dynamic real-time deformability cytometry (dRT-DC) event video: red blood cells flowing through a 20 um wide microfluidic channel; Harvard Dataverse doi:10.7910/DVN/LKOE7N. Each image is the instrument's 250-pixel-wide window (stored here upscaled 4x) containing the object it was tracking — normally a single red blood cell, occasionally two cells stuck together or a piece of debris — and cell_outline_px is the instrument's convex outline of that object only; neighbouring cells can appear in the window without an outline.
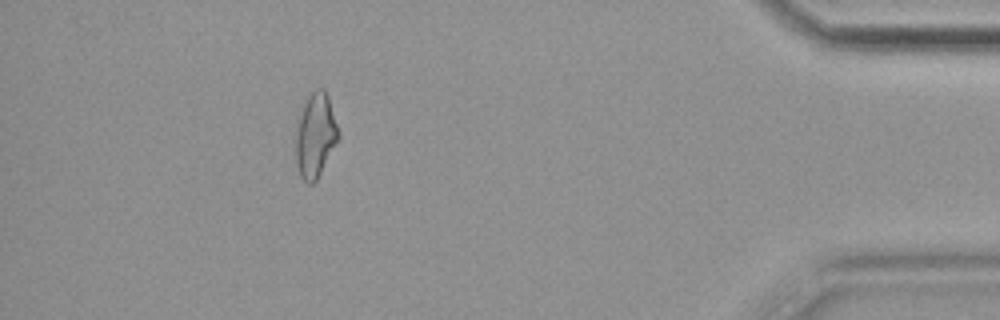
{"species": "common noctule bat (a hibernating species)", "species_latin": "Nyctalus noctula", "temperature_condition": "cold", "stored_images_in_passage": 50, "camera_frame_rate_fps": 3000, "um_per_image_px": 0.085, "animal": {"sex": "female", "body_mass_g": 19.9}, "frame": {"image": 1, "passage_image": 50, "time_ms": 16.333, "image_size_px": [1000, 320], "cell_outline_px": [[340, 136], [316, 180], [312, 184], [308, 184], [300, 176], [296, 164], [296, 132], [304, 96], [316, 88], [324, 88], [328, 96], [340, 132]], "centroid_in_image_um": [26.8, 11.44], "position_along_channel_um": 408.4, "area_um2": 21.1}, "authors_computed_cell_mechanics": {"area_um2": 20.2878, "velocity_mm_per_s": 3.6495, "shape_relaxation_time_tau1_ms": 10.9256, "shape_relaxation_time_tau2_ms": 5.7036, "deformation_change_tau1": 0.1934, "deformation_change_tau2": 0.138}}